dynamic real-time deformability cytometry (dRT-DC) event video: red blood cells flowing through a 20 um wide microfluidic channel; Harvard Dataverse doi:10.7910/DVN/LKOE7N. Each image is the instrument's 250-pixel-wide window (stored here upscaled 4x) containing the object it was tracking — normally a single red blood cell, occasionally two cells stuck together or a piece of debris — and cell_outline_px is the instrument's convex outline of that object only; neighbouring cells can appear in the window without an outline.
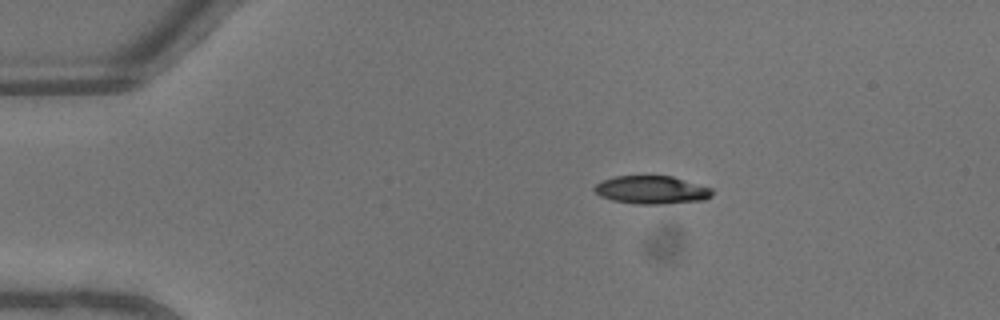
{"species": "common noctule bat (a hibernating species)", "species_latin": "Nyctalus noctula", "temperature_condition": "warm", "stored_images_in_passage": 2, "camera_frame_rate_fps": 3000, "um_per_image_px": 0.085, "animal": {"sex": "male", "body_mass_g": 13.3}, "frame": {"image": 1, "passage_image": 1, "time_ms": 0.0, "image_size_px": [1000, 320], "cell_outline_px": [[712, 196], [704, 200], [664, 204], [636, 204], [612, 200], [600, 196], [592, 188], [600, 180], [616, 176], [672, 176], [712, 188]], "centroid_in_image_um": [55.37, 16.14], "position_along_channel_um": 29.6, "area_um2": 19.36}}